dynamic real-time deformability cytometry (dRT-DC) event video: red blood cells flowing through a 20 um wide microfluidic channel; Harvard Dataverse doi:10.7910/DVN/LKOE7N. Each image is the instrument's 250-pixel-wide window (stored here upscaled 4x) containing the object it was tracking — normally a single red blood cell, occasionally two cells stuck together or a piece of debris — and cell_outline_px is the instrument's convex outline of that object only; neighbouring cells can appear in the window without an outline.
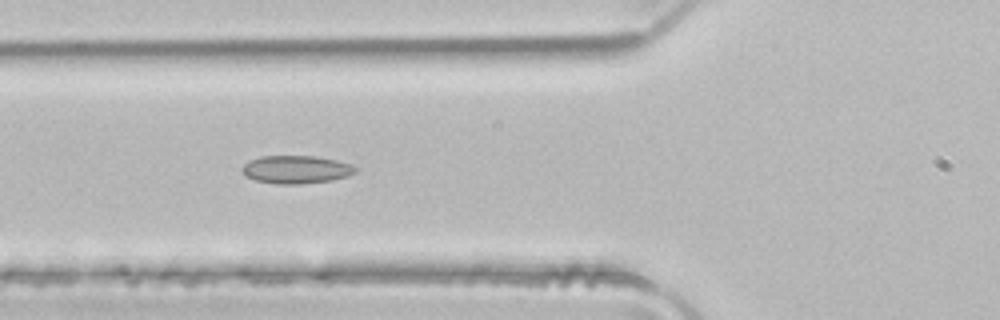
{"species": "common noctule bat (a hibernating species)", "species_latin": "Nyctalus noctula", "temperature_condition": "room temperature", "stored_images_in_passage": 3, "camera_frame_rate_fps": 3000, "um_per_image_px": 0.085, "animal": {"sex": "male", "body_mass_g": 21.5, "forearm_length_mm": 52.0}, "frame": {"image": 1, "passage_image": 2, "time_ms": 0.333, "image_size_px": [1000, 320], "cell_outline_px": [[356, 172], [348, 176], [332, 180], [300, 184], [276, 184], [256, 180], [244, 176], [240, 168], [248, 160], [260, 156], [316, 156], [336, 160], [352, 164], [356, 168]], "centroid_in_image_um": [25.14, 14.4], "position_along_channel_um": 100.7, "area_um2": 18.67}}
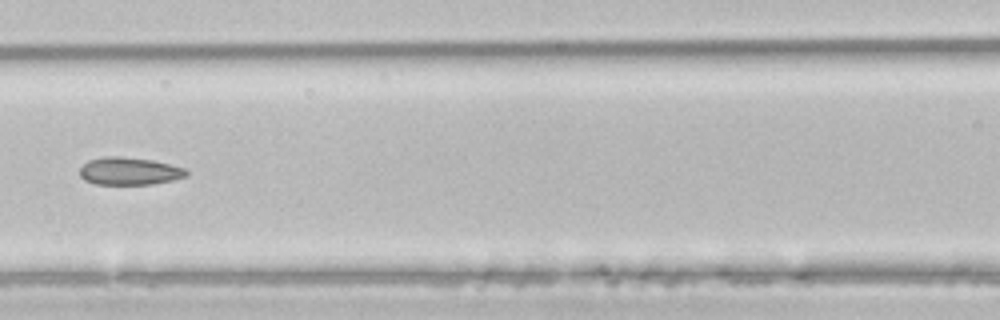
{"frame": {"image": 2, "passage_image": 3, "time_ms": 0.667, "image_size_px": [1000, 320], "cell_outline_px": [[188, 176], [172, 180], [152, 184], [96, 184], [84, 180], [80, 176], [80, 168], [88, 160], [104, 156], [120, 156], [152, 160], [188, 168]], "centroid_in_image_um": [11.01, 14.54], "position_along_channel_um": 155.6, "area_um2": 17.28}}